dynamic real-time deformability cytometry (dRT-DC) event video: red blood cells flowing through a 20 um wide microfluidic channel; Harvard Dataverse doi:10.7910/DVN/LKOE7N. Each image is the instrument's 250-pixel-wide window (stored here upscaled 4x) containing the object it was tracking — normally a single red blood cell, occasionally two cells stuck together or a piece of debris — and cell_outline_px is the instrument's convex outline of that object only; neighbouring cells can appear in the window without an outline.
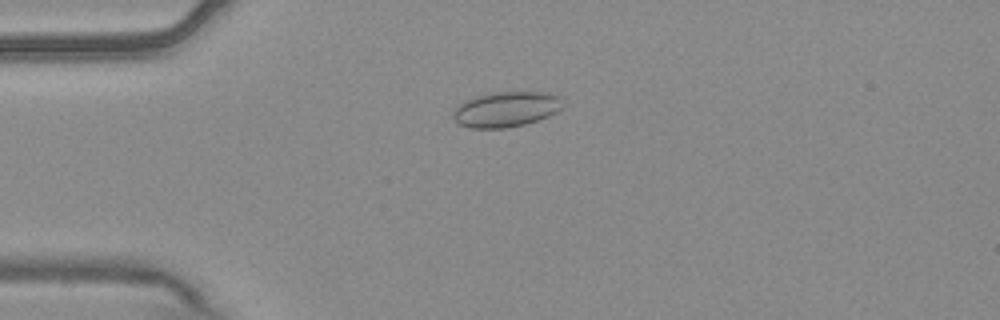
{"species": "common noctule bat (a hibernating species)", "species_latin": "Nyctalus noctula", "temperature_condition": "warm", "stored_images_in_passage": 1, "camera_frame_rate_fps": 3000, "um_per_image_px": 0.085, "animal": {"sex": "male", "body_mass_g": 20.4}, "frame": {"image": 1, "passage_image": 1, "time_ms": 0.0, "image_size_px": [1000, 320], "cell_outline_px": [[560, 108], [556, 112], [548, 116], [524, 124], [504, 128], [472, 128], [460, 124], [452, 116], [452, 112], [464, 100], [488, 92], [548, 92], [560, 96]], "centroid_in_image_um": [42.98, 9.27], "position_along_channel_um": 42.0, "area_um2": 22.37}}